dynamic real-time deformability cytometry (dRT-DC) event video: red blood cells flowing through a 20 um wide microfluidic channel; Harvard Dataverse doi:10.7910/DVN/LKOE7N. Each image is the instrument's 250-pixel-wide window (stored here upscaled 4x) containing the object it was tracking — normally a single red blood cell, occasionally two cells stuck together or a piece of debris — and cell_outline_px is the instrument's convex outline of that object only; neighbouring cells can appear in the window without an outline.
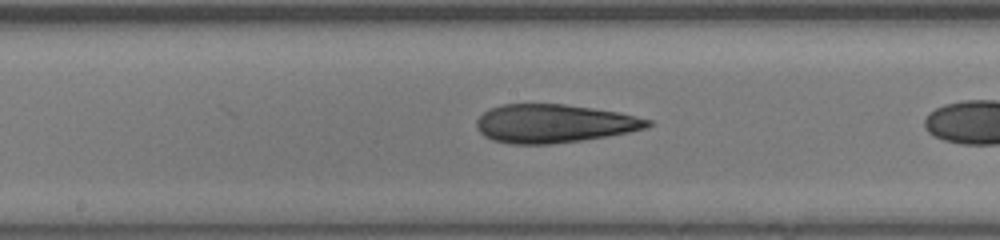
{"species": "human", "species_latin": "Homo sapiens", "temperature_condition": "room temperature", "stored_images_in_passage": 18, "camera_frame_rate_fps": 3000, "um_per_image_px": 0.085, "donor": {"sex": "male"}, "frame": {"image": 1, "passage_image": 8, "time_ms": 2.333, "image_size_px": [1000, 240], "cell_outline_px": [[652, 124], [648, 128], [608, 136], [580, 140], [548, 144], [512, 144], [492, 140], [484, 136], [476, 128], [476, 120], [484, 112], [500, 104], [564, 104], [620, 112], [652, 120]], "centroid_in_image_um": [47.09, 10.5], "position_along_channel_um": 201.1, "area_um2": 38.32}}
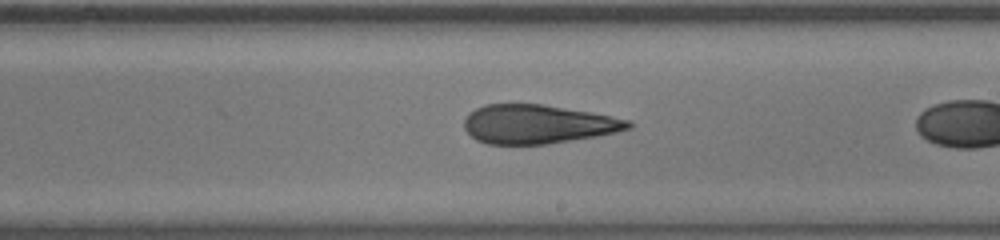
{"frame": {"image": 2, "passage_image": 11, "time_ms": 3.333, "image_size_px": [1000, 240], "cell_outline_px": [[632, 128], [616, 132], [596, 136], [548, 144], [488, 144], [476, 140], [464, 128], [464, 120], [468, 112], [484, 104], [544, 104], [612, 116], [632, 120]], "centroid_in_image_um": [45.71, 10.55], "position_along_channel_um": 243.3, "area_um2": 37.28}}